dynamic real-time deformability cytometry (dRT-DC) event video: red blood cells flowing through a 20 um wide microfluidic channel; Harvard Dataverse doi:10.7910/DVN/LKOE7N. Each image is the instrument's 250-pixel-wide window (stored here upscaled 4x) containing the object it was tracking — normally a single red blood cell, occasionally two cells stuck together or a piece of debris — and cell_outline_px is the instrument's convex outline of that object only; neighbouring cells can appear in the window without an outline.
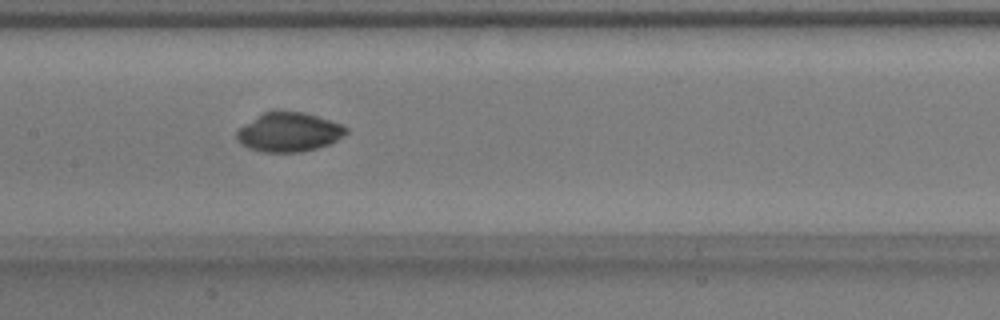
{"species": "common noctule bat (a hibernating species)", "species_latin": "Nyctalus noctula", "temperature_condition": "warm", "stored_images_in_passage": 51, "camera_frame_rate_fps": 3000, "um_per_image_px": 0.085, "animal": {"sex": "male", "body_mass_g": 17.9}, "frame": {"image": 1, "passage_image": 26, "time_ms": 8.333, "image_size_px": [1000, 320], "cell_outline_px": [[348, 132], [344, 136], [328, 144], [316, 148], [300, 152], [264, 152], [248, 148], [240, 144], [236, 140], [236, 132], [244, 124], [264, 112], [304, 112], [340, 124], [348, 128]], "centroid_in_image_um": [24.53, 11.25], "position_along_channel_um": 182.9, "area_um2": 24.68}}
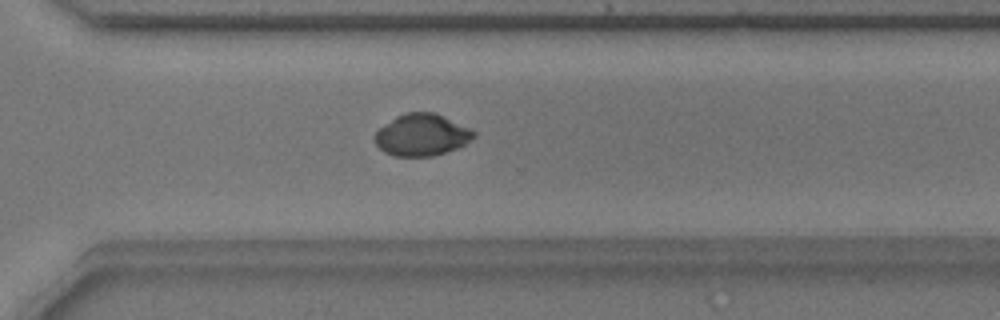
{"frame": {"image": 2, "passage_image": 38, "time_ms": 12.333, "image_size_px": [1000, 320], "cell_outline_px": [[476, 136], [460, 148], [432, 156], [392, 156], [384, 152], [376, 144], [372, 136], [380, 128], [396, 116], [404, 112], [432, 112], [444, 116], [472, 128], [476, 132]], "centroid_in_image_um": [35.87, 11.47], "position_along_channel_um": 334.7, "area_um2": 24.45}}
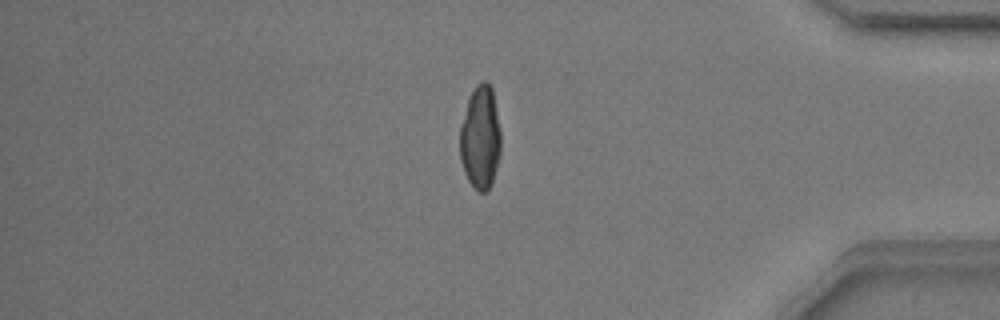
{"frame": {"image": 3, "passage_image": 45, "time_ms": 14.667, "image_size_px": [1000, 320], "cell_outline_px": [[500, 156], [492, 184], [484, 192], [480, 192], [468, 180], [464, 172], [460, 160], [460, 128], [468, 100], [476, 84], [484, 80], [488, 80], [492, 88], [500, 128]], "centroid_in_image_um": [40.84, 11.69], "position_along_channel_um": 394.4, "area_um2": 24.62}, "authors_computed_cell_mechanics": {"area_um2": 24.4494, "velocity_mm_per_s": 3.8085, "shape_relaxation_time_tau1_ms": 5.8454, "shape_relaxation_time_tau2_ms": 2.0018, "deformation_change_tau1": 0.1485, "deformation_change_tau2": 0.0218}}